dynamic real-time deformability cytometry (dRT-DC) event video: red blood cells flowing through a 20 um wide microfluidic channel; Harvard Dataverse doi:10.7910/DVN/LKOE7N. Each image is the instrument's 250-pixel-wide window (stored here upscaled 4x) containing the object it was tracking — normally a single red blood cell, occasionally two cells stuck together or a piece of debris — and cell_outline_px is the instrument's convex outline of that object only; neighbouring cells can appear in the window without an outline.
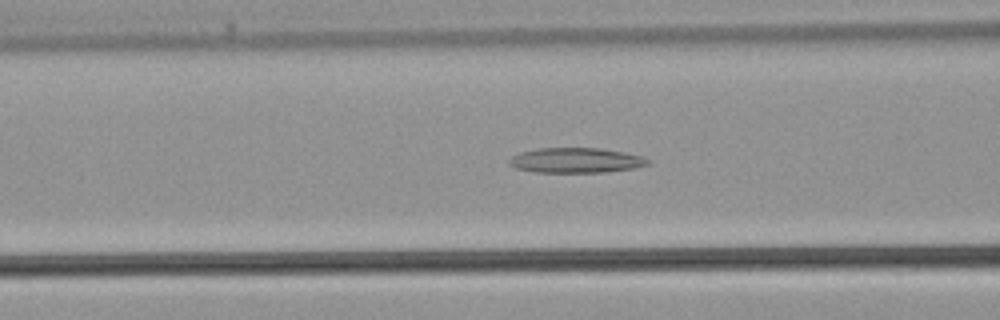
{"species": "common noctule bat (a hibernating species)", "species_latin": "Nyctalus noctula", "temperature_condition": "warm", "stored_images_in_passage": 39, "camera_frame_rate_fps": 3000, "um_per_image_px": 0.085, "animal": {"sex": "male", "body_mass_g": 21.5, "forearm_length_mm": 52.0}, "frame": {"image": 1, "passage_image": 13, "time_ms": 4.0, "image_size_px": [1000, 320], "cell_outline_px": [[652, 160], [648, 164], [636, 168], [608, 172], [536, 172], [516, 168], [508, 164], [508, 160], [512, 156], [520, 152], [536, 148], [600, 148], [624, 152], [640, 156]], "centroid_in_image_um": [48.95, 13.63], "position_along_channel_um": 117.6, "area_um2": 20.35}}
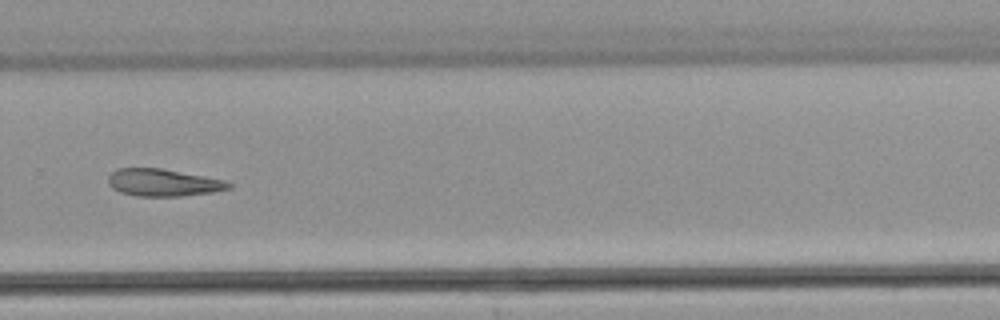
{"frame": {"image": 2, "passage_image": 25, "time_ms": 8.0, "image_size_px": [1000, 320], "cell_outline_px": [[232, 188], [212, 192], [180, 196], [140, 196], [120, 192], [112, 188], [108, 184], [108, 176], [116, 168], [160, 168], [224, 180], [232, 184]], "centroid_in_image_um": [13.84, 15.52], "position_along_channel_um": 316.0, "area_um2": 19.02}}
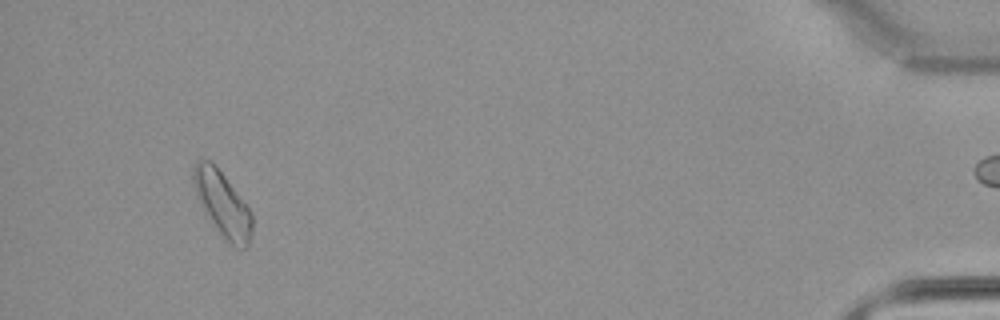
{"frame": {"image": 3, "passage_image": 36, "time_ms": 11.667, "image_size_px": [1000, 320], "cell_outline_px": [[252, 232], [248, 248], [232, 248], [216, 228], [200, 204], [196, 192], [192, 176], [192, 172], [196, 160], [208, 160], [224, 176], [248, 208], [252, 216]], "centroid_in_image_um": [18.92, 17.4], "position_along_channel_um": 416.3, "area_um2": 21.62}}